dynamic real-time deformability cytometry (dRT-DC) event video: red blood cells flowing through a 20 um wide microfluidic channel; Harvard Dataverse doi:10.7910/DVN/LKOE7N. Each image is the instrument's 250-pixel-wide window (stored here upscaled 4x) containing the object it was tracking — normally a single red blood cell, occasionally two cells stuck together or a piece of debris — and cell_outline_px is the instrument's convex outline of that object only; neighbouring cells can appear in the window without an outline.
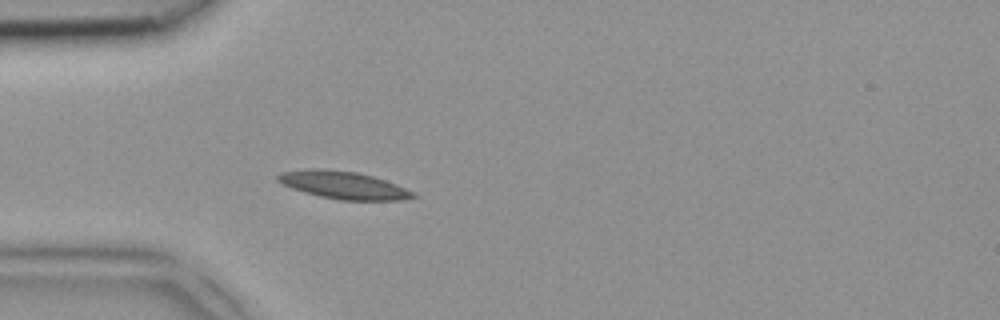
{"species": "common noctule bat (a hibernating species)", "species_latin": "Nyctalus noctula", "temperature_condition": "room temperature", "stored_images_in_passage": 3, "camera_frame_rate_fps": 3000, "um_per_image_px": 0.085, "animal": {"sex": "female", "body_mass_g": 18.4}, "frame": {"image": 1, "passage_image": 3, "time_ms": 0.667, "image_size_px": [1000, 320], "cell_outline_px": [[420, 196], [400, 200], [340, 200], [320, 196], [304, 192], [280, 184], [276, 180], [276, 176], [280, 172], [308, 168], [320, 168], [356, 172], [372, 176], [396, 184], [416, 192]], "centroid_in_image_um": [29.17, 15.73], "position_along_channel_um": 55.8, "area_um2": 21.91}}